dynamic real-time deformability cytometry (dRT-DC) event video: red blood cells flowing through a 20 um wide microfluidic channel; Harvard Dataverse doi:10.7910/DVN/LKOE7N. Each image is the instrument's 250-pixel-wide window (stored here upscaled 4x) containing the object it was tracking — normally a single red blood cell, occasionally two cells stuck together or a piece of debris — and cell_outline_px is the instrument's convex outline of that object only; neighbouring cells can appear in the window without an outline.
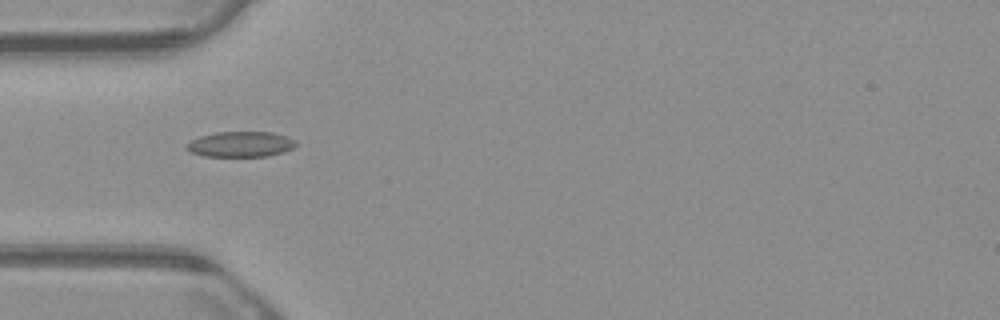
{"species": "common noctule bat (a hibernating species)", "species_latin": "Nyctalus noctula", "temperature_condition": "warm", "stored_images_in_passage": 46, "camera_frame_rate_fps": 3000, "um_per_image_px": 0.085, "animal": {"sex": "male", "body_mass_g": 23.1, "forearm_length_mm": 52.7}, "frame": {"image": 1, "passage_image": 9, "time_ms": 2.667, "image_size_px": [1000, 320], "cell_outline_px": [[296, 144], [292, 148], [284, 152], [268, 156], [204, 156], [192, 152], [184, 148], [192, 140], [200, 136], [216, 132], [272, 132], [288, 136], [296, 140]], "centroid_in_image_um": [20.49, 12.25], "position_along_channel_um": 64.5, "area_um2": 16.18}}
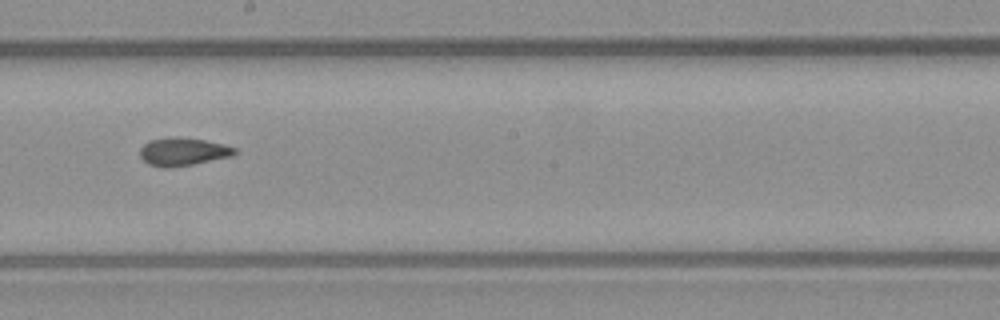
{"frame": {"image": 2, "passage_image": 22, "time_ms": 7.0, "image_size_px": [1000, 320], "cell_outline_px": [[240, 152], [232, 156], [172, 168], [160, 168], [148, 164], [140, 156], [140, 148], [148, 140], [204, 140], [224, 144], [236, 148]], "centroid_in_image_um": [15.59, 12.95], "position_along_channel_um": 232.6, "area_um2": 14.85}}
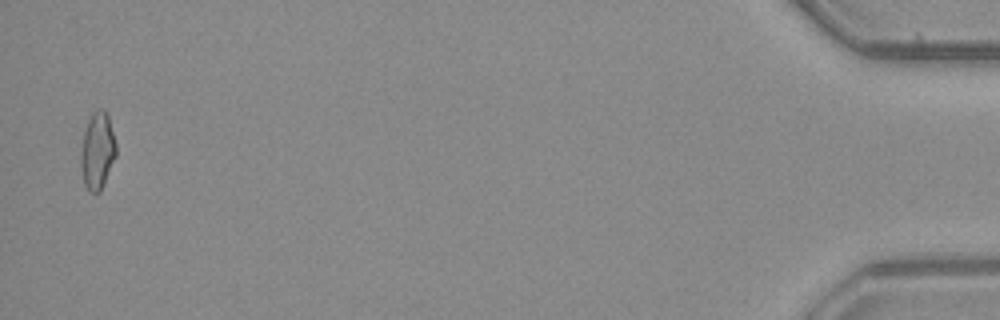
{"frame": {"image": 3, "passage_image": 45, "time_ms": 14.667, "image_size_px": [1000, 320], "cell_outline_px": [[116, 156], [100, 192], [88, 192], [84, 184], [80, 164], [80, 156], [84, 132], [88, 120], [92, 112], [96, 108], [104, 108], [108, 116], [116, 144]], "centroid_in_image_um": [8.27, 12.81], "position_along_channel_um": 426.9, "area_um2": 15.9}, "authors_computed_cell_mechanics": {"area_um2": 15.317, "velocity_mm_per_s": 3.8561, "shape_relaxation_time_tau1_ms": null, "shape_relaxation_time_tau2_ms": 2.1114, "deformation_change_tau1": null, "deformation_change_tau2": 0.0769}}